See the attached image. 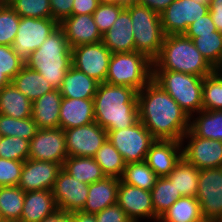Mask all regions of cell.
I'll return each mask as SVG.
<instances>
[{
  "label": "cell",
  "instance_id": "1",
  "mask_svg": "<svg viewBox=\"0 0 222 222\" xmlns=\"http://www.w3.org/2000/svg\"><path fill=\"white\" fill-rule=\"evenodd\" d=\"M139 120L156 140L181 141L190 117L153 79L137 94Z\"/></svg>",
  "mask_w": 222,
  "mask_h": 222
},
{
  "label": "cell",
  "instance_id": "2",
  "mask_svg": "<svg viewBox=\"0 0 222 222\" xmlns=\"http://www.w3.org/2000/svg\"><path fill=\"white\" fill-rule=\"evenodd\" d=\"M138 91L127 86L99 83L94 100L95 122L107 133L139 121Z\"/></svg>",
  "mask_w": 222,
  "mask_h": 222
},
{
  "label": "cell",
  "instance_id": "3",
  "mask_svg": "<svg viewBox=\"0 0 222 222\" xmlns=\"http://www.w3.org/2000/svg\"><path fill=\"white\" fill-rule=\"evenodd\" d=\"M25 65L40 73L55 89H59L72 65V49L64 31L58 26L37 50L30 53Z\"/></svg>",
  "mask_w": 222,
  "mask_h": 222
},
{
  "label": "cell",
  "instance_id": "4",
  "mask_svg": "<svg viewBox=\"0 0 222 222\" xmlns=\"http://www.w3.org/2000/svg\"><path fill=\"white\" fill-rule=\"evenodd\" d=\"M153 70H168L206 77L215 69L184 34L166 35Z\"/></svg>",
  "mask_w": 222,
  "mask_h": 222
},
{
  "label": "cell",
  "instance_id": "5",
  "mask_svg": "<svg viewBox=\"0 0 222 222\" xmlns=\"http://www.w3.org/2000/svg\"><path fill=\"white\" fill-rule=\"evenodd\" d=\"M125 8L130 12L135 51L154 61L160 54L166 36L163 32L160 14L135 1L129 2Z\"/></svg>",
  "mask_w": 222,
  "mask_h": 222
},
{
  "label": "cell",
  "instance_id": "6",
  "mask_svg": "<svg viewBox=\"0 0 222 222\" xmlns=\"http://www.w3.org/2000/svg\"><path fill=\"white\" fill-rule=\"evenodd\" d=\"M153 77V61L142 53H112L105 82L142 90Z\"/></svg>",
  "mask_w": 222,
  "mask_h": 222
},
{
  "label": "cell",
  "instance_id": "7",
  "mask_svg": "<svg viewBox=\"0 0 222 222\" xmlns=\"http://www.w3.org/2000/svg\"><path fill=\"white\" fill-rule=\"evenodd\" d=\"M152 79L191 117L202 110L203 79L193 74L153 70Z\"/></svg>",
  "mask_w": 222,
  "mask_h": 222
},
{
  "label": "cell",
  "instance_id": "8",
  "mask_svg": "<svg viewBox=\"0 0 222 222\" xmlns=\"http://www.w3.org/2000/svg\"><path fill=\"white\" fill-rule=\"evenodd\" d=\"M107 138L125 163L145 161L147 152L156 141L140 120L129 128L109 131Z\"/></svg>",
  "mask_w": 222,
  "mask_h": 222
},
{
  "label": "cell",
  "instance_id": "9",
  "mask_svg": "<svg viewBox=\"0 0 222 222\" xmlns=\"http://www.w3.org/2000/svg\"><path fill=\"white\" fill-rule=\"evenodd\" d=\"M58 26L52 18L20 17L12 50L25 61Z\"/></svg>",
  "mask_w": 222,
  "mask_h": 222
},
{
  "label": "cell",
  "instance_id": "10",
  "mask_svg": "<svg viewBox=\"0 0 222 222\" xmlns=\"http://www.w3.org/2000/svg\"><path fill=\"white\" fill-rule=\"evenodd\" d=\"M196 195L205 221L215 222L222 215V167L199 170Z\"/></svg>",
  "mask_w": 222,
  "mask_h": 222
},
{
  "label": "cell",
  "instance_id": "11",
  "mask_svg": "<svg viewBox=\"0 0 222 222\" xmlns=\"http://www.w3.org/2000/svg\"><path fill=\"white\" fill-rule=\"evenodd\" d=\"M186 142L187 145H185ZM181 144L182 157L197 169L222 167V142L220 140L201 138L188 130Z\"/></svg>",
  "mask_w": 222,
  "mask_h": 222
},
{
  "label": "cell",
  "instance_id": "12",
  "mask_svg": "<svg viewBox=\"0 0 222 222\" xmlns=\"http://www.w3.org/2000/svg\"><path fill=\"white\" fill-rule=\"evenodd\" d=\"M209 12V5L194 0H174L161 14L165 35L184 34L188 26Z\"/></svg>",
  "mask_w": 222,
  "mask_h": 222
},
{
  "label": "cell",
  "instance_id": "13",
  "mask_svg": "<svg viewBox=\"0 0 222 222\" xmlns=\"http://www.w3.org/2000/svg\"><path fill=\"white\" fill-rule=\"evenodd\" d=\"M111 51L102 41L72 48V65L99 83L106 80Z\"/></svg>",
  "mask_w": 222,
  "mask_h": 222
},
{
  "label": "cell",
  "instance_id": "14",
  "mask_svg": "<svg viewBox=\"0 0 222 222\" xmlns=\"http://www.w3.org/2000/svg\"><path fill=\"white\" fill-rule=\"evenodd\" d=\"M29 158L32 160L59 163L68 158L66 139L62 128L38 129L30 140Z\"/></svg>",
  "mask_w": 222,
  "mask_h": 222
},
{
  "label": "cell",
  "instance_id": "15",
  "mask_svg": "<svg viewBox=\"0 0 222 222\" xmlns=\"http://www.w3.org/2000/svg\"><path fill=\"white\" fill-rule=\"evenodd\" d=\"M68 157H94L107 140V131L96 122L64 130Z\"/></svg>",
  "mask_w": 222,
  "mask_h": 222
},
{
  "label": "cell",
  "instance_id": "16",
  "mask_svg": "<svg viewBox=\"0 0 222 222\" xmlns=\"http://www.w3.org/2000/svg\"><path fill=\"white\" fill-rule=\"evenodd\" d=\"M58 210L81 211L87 201L89 184L80 182L61 169L52 188Z\"/></svg>",
  "mask_w": 222,
  "mask_h": 222
},
{
  "label": "cell",
  "instance_id": "17",
  "mask_svg": "<svg viewBox=\"0 0 222 222\" xmlns=\"http://www.w3.org/2000/svg\"><path fill=\"white\" fill-rule=\"evenodd\" d=\"M117 204L125 211L132 222L150 219L158 222L159 218L154 213L151 191L123 183L118 187Z\"/></svg>",
  "mask_w": 222,
  "mask_h": 222
},
{
  "label": "cell",
  "instance_id": "18",
  "mask_svg": "<svg viewBox=\"0 0 222 222\" xmlns=\"http://www.w3.org/2000/svg\"><path fill=\"white\" fill-rule=\"evenodd\" d=\"M61 169L59 163L28 158L24 161L18 186L24 192L52 190Z\"/></svg>",
  "mask_w": 222,
  "mask_h": 222
},
{
  "label": "cell",
  "instance_id": "19",
  "mask_svg": "<svg viewBox=\"0 0 222 222\" xmlns=\"http://www.w3.org/2000/svg\"><path fill=\"white\" fill-rule=\"evenodd\" d=\"M64 31L69 46L75 48L80 45L102 41V35L93 18V14L71 15L59 23Z\"/></svg>",
  "mask_w": 222,
  "mask_h": 222
},
{
  "label": "cell",
  "instance_id": "20",
  "mask_svg": "<svg viewBox=\"0 0 222 222\" xmlns=\"http://www.w3.org/2000/svg\"><path fill=\"white\" fill-rule=\"evenodd\" d=\"M182 158L181 141L156 140L145 161L158 177H167Z\"/></svg>",
  "mask_w": 222,
  "mask_h": 222
},
{
  "label": "cell",
  "instance_id": "21",
  "mask_svg": "<svg viewBox=\"0 0 222 222\" xmlns=\"http://www.w3.org/2000/svg\"><path fill=\"white\" fill-rule=\"evenodd\" d=\"M102 43L111 53H128L135 51L134 33L130 12L124 8L111 29L102 35Z\"/></svg>",
  "mask_w": 222,
  "mask_h": 222
},
{
  "label": "cell",
  "instance_id": "22",
  "mask_svg": "<svg viewBox=\"0 0 222 222\" xmlns=\"http://www.w3.org/2000/svg\"><path fill=\"white\" fill-rule=\"evenodd\" d=\"M95 122L94 100L62 98L59 128L63 130Z\"/></svg>",
  "mask_w": 222,
  "mask_h": 222
},
{
  "label": "cell",
  "instance_id": "23",
  "mask_svg": "<svg viewBox=\"0 0 222 222\" xmlns=\"http://www.w3.org/2000/svg\"><path fill=\"white\" fill-rule=\"evenodd\" d=\"M119 182V178L105 177L102 180L89 184V194L81 212L96 214L108 206L116 204Z\"/></svg>",
  "mask_w": 222,
  "mask_h": 222
},
{
  "label": "cell",
  "instance_id": "24",
  "mask_svg": "<svg viewBox=\"0 0 222 222\" xmlns=\"http://www.w3.org/2000/svg\"><path fill=\"white\" fill-rule=\"evenodd\" d=\"M62 98L59 89H54L32 103V118L38 129L59 128Z\"/></svg>",
  "mask_w": 222,
  "mask_h": 222
},
{
  "label": "cell",
  "instance_id": "25",
  "mask_svg": "<svg viewBox=\"0 0 222 222\" xmlns=\"http://www.w3.org/2000/svg\"><path fill=\"white\" fill-rule=\"evenodd\" d=\"M57 210L52 190L28 191L19 222H40Z\"/></svg>",
  "mask_w": 222,
  "mask_h": 222
},
{
  "label": "cell",
  "instance_id": "26",
  "mask_svg": "<svg viewBox=\"0 0 222 222\" xmlns=\"http://www.w3.org/2000/svg\"><path fill=\"white\" fill-rule=\"evenodd\" d=\"M99 82L73 65L66 72L59 91L63 98L93 99Z\"/></svg>",
  "mask_w": 222,
  "mask_h": 222
},
{
  "label": "cell",
  "instance_id": "27",
  "mask_svg": "<svg viewBox=\"0 0 222 222\" xmlns=\"http://www.w3.org/2000/svg\"><path fill=\"white\" fill-rule=\"evenodd\" d=\"M0 114L15 119L32 117V102L10 83L0 90Z\"/></svg>",
  "mask_w": 222,
  "mask_h": 222
},
{
  "label": "cell",
  "instance_id": "28",
  "mask_svg": "<svg viewBox=\"0 0 222 222\" xmlns=\"http://www.w3.org/2000/svg\"><path fill=\"white\" fill-rule=\"evenodd\" d=\"M11 83L32 103L45 93L55 89L40 73L26 65L22 67Z\"/></svg>",
  "mask_w": 222,
  "mask_h": 222
},
{
  "label": "cell",
  "instance_id": "29",
  "mask_svg": "<svg viewBox=\"0 0 222 222\" xmlns=\"http://www.w3.org/2000/svg\"><path fill=\"white\" fill-rule=\"evenodd\" d=\"M189 130L195 136L222 142V110H201L192 115Z\"/></svg>",
  "mask_w": 222,
  "mask_h": 222
},
{
  "label": "cell",
  "instance_id": "30",
  "mask_svg": "<svg viewBox=\"0 0 222 222\" xmlns=\"http://www.w3.org/2000/svg\"><path fill=\"white\" fill-rule=\"evenodd\" d=\"M199 169L183 157L167 176L182 197H196L198 192Z\"/></svg>",
  "mask_w": 222,
  "mask_h": 222
},
{
  "label": "cell",
  "instance_id": "31",
  "mask_svg": "<svg viewBox=\"0 0 222 222\" xmlns=\"http://www.w3.org/2000/svg\"><path fill=\"white\" fill-rule=\"evenodd\" d=\"M62 169L76 180L87 184L95 183L106 177L93 157H68L62 165Z\"/></svg>",
  "mask_w": 222,
  "mask_h": 222
},
{
  "label": "cell",
  "instance_id": "32",
  "mask_svg": "<svg viewBox=\"0 0 222 222\" xmlns=\"http://www.w3.org/2000/svg\"><path fill=\"white\" fill-rule=\"evenodd\" d=\"M196 197H180L159 218L158 222H204Z\"/></svg>",
  "mask_w": 222,
  "mask_h": 222
},
{
  "label": "cell",
  "instance_id": "33",
  "mask_svg": "<svg viewBox=\"0 0 222 222\" xmlns=\"http://www.w3.org/2000/svg\"><path fill=\"white\" fill-rule=\"evenodd\" d=\"M25 192L18 186L0 187V211L5 222H19Z\"/></svg>",
  "mask_w": 222,
  "mask_h": 222
},
{
  "label": "cell",
  "instance_id": "34",
  "mask_svg": "<svg viewBox=\"0 0 222 222\" xmlns=\"http://www.w3.org/2000/svg\"><path fill=\"white\" fill-rule=\"evenodd\" d=\"M157 179L158 176L146 161L126 163L120 178L123 183L148 191H151Z\"/></svg>",
  "mask_w": 222,
  "mask_h": 222
},
{
  "label": "cell",
  "instance_id": "35",
  "mask_svg": "<svg viewBox=\"0 0 222 222\" xmlns=\"http://www.w3.org/2000/svg\"><path fill=\"white\" fill-rule=\"evenodd\" d=\"M155 215L160 218L175 202L182 197L168 177H158L151 189Z\"/></svg>",
  "mask_w": 222,
  "mask_h": 222
},
{
  "label": "cell",
  "instance_id": "36",
  "mask_svg": "<svg viewBox=\"0 0 222 222\" xmlns=\"http://www.w3.org/2000/svg\"><path fill=\"white\" fill-rule=\"evenodd\" d=\"M93 158L100 165L106 177L121 178L126 163L108 138Z\"/></svg>",
  "mask_w": 222,
  "mask_h": 222
},
{
  "label": "cell",
  "instance_id": "37",
  "mask_svg": "<svg viewBox=\"0 0 222 222\" xmlns=\"http://www.w3.org/2000/svg\"><path fill=\"white\" fill-rule=\"evenodd\" d=\"M195 47L214 68L222 66V33L215 31L211 34H198L193 39Z\"/></svg>",
  "mask_w": 222,
  "mask_h": 222
},
{
  "label": "cell",
  "instance_id": "38",
  "mask_svg": "<svg viewBox=\"0 0 222 222\" xmlns=\"http://www.w3.org/2000/svg\"><path fill=\"white\" fill-rule=\"evenodd\" d=\"M37 131V125L32 117L15 119L0 114L1 136H15L30 141L36 135Z\"/></svg>",
  "mask_w": 222,
  "mask_h": 222
},
{
  "label": "cell",
  "instance_id": "39",
  "mask_svg": "<svg viewBox=\"0 0 222 222\" xmlns=\"http://www.w3.org/2000/svg\"><path fill=\"white\" fill-rule=\"evenodd\" d=\"M202 110H222V76L216 70L203 79Z\"/></svg>",
  "mask_w": 222,
  "mask_h": 222
},
{
  "label": "cell",
  "instance_id": "40",
  "mask_svg": "<svg viewBox=\"0 0 222 222\" xmlns=\"http://www.w3.org/2000/svg\"><path fill=\"white\" fill-rule=\"evenodd\" d=\"M25 65L11 46L0 45V90L11 83L12 79Z\"/></svg>",
  "mask_w": 222,
  "mask_h": 222
},
{
  "label": "cell",
  "instance_id": "41",
  "mask_svg": "<svg viewBox=\"0 0 222 222\" xmlns=\"http://www.w3.org/2000/svg\"><path fill=\"white\" fill-rule=\"evenodd\" d=\"M8 5L20 17L52 18L49 0H10Z\"/></svg>",
  "mask_w": 222,
  "mask_h": 222
},
{
  "label": "cell",
  "instance_id": "42",
  "mask_svg": "<svg viewBox=\"0 0 222 222\" xmlns=\"http://www.w3.org/2000/svg\"><path fill=\"white\" fill-rule=\"evenodd\" d=\"M29 140L15 136H2L0 158L24 162L29 158Z\"/></svg>",
  "mask_w": 222,
  "mask_h": 222
},
{
  "label": "cell",
  "instance_id": "43",
  "mask_svg": "<svg viewBox=\"0 0 222 222\" xmlns=\"http://www.w3.org/2000/svg\"><path fill=\"white\" fill-rule=\"evenodd\" d=\"M19 24L20 16L8 4L0 5V45H12Z\"/></svg>",
  "mask_w": 222,
  "mask_h": 222
},
{
  "label": "cell",
  "instance_id": "44",
  "mask_svg": "<svg viewBox=\"0 0 222 222\" xmlns=\"http://www.w3.org/2000/svg\"><path fill=\"white\" fill-rule=\"evenodd\" d=\"M124 8L125 6L99 3L97 9L93 12V18L101 35L111 29Z\"/></svg>",
  "mask_w": 222,
  "mask_h": 222
},
{
  "label": "cell",
  "instance_id": "45",
  "mask_svg": "<svg viewBox=\"0 0 222 222\" xmlns=\"http://www.w3.org/2000/svg\"><path fill=\"white\" fill-rule=\"evenodd\" d=\"M24 162L0 158V187L18 185Z\"/></svg>",
  "mask_w": 222,
  "mask_h": 222
},
{
  "label": "cell",
  "instance_id": "46",
  "mask_svg": "<svg viewBox=\"0 0 222 222\" xmlns=\"http://www.w3.org/2000/svg\"><path fill=\"white\" fill-rule=\"evenodd\" d=\"M218 31L215 24L212 21L211 15L208 12L198 20H195L191 25L188 26L184 35L189 39L198 37V34H211L212 32Z\"/></svg>",
  "mask_w": 222,
  "mask_h": 222
},
{
  "label": "cell",
  "instance_id": "47",
  "mask_svg": "<svg viewBox=\"0 0 222 222\" xmlns=\"http://www.w3.org/2000/svg\"><path fill=\"white\" fill-rule=\"evenodd\" d=\"M96 222H132L125 211L116 203L94 214Z\"/></svg>",
  "mask_w": 222,
  "mask_h": 222
},
{
  "label": "cell",
  "instance_id": "48",
  "mask_svg": "<svg viewBox=\"0 0 222 222\" xmlns=\"http://www.w3.org/2000/svg\"><path fill=\"white\" fill-rule=\"evenodd\" d=\"M52 11V19L60 23L63 19L72 15L73 0H49Z\"/></svg>",
  "mask_w": 222,
  "mask_h": 222
},
{
  "label": "cell",
  "instance_id": "49",
  "mask_svg": "<svg viewBox=\"0 0 222 222\" xmlns=\"http://www.w3.org/2000/svg\"><path fill=\"white\" fill-rule=\"evenodd\" d=\"M98 5V0H73L72 15L93 14Z\"/></svg>",
  "mask_w": 222,
  "mask_h": 222
},
{
  "label": "cell",
  "instance_id": "50",
  "mask_svg": "<svg viewBox=\"0 0 222 222\" xmlns=\"http://www.w3.org/2000/svg\"><path fill=\"white\" fill-rule=\"evenodd\" d=\"M209 13L218 32L222 33V0H210Z\"/></svg>",
  "mask_w": 222,
  "mask_h": 222
},
{
  "label": "cell",
  "instance_id": "51",
  "mask_svg": "<svg viewBox=\"0 0 222 222\" xmlns=\"http://www.w3.org/2000/svg\"><path fill=\"white\" fill-rule=\"evenodd\" d=\"M174 0H135L136 3L148 7L161 14Z\"/></svg>",
  "mask_w": 222,
  "mask_h": 222
},
{
  "label": "cell",
  "instance_id": "52",
  "mask_svg": "<svg viewBox=\"0 0 222 222\" xmlns=\"http://www.w3.org/2000/svg\"><path fill=\"white\" fill-rule=\"evenodd\" d=\"M40 222H73V212L57 210L52 215L45 217Z\"/></svg>",
  "mask_w": 222,
  "mask_h": 222
},
{
  "label": "cell",
  "instance_id": "53",
  "mask_svg": "<svg viewBox=\"0 0 222 222\" xmlns=\"http://www.w3.org/2000/svg\"><path fill=\"white\" fill-rule=\"evenodd\" d=\"M73 222H96L94 214H86L81 211L73 212Z\"/></svg>",
  "mask_w": 222,
  "mask_h": 222
},
{
  "label": "cell",
  "instance_id": "54",
  "mask_svg": "<svg viewBox=\"0 0 222 222\" xmlns=\"http://www.w3.org/2000/svg\"><path fill=\"white\" fill-rule=\"evenodd\" d=\"M133 1L135 0H98V2L102 4H115L119 6H126L129 2Z\"/></svg>",
  "mask_w": 222,
  "mask_h": 222
},
{
  "label": "cell",
  "instance_id": "55",
  "mask_svg": "<svg viewBox=\"0 0 222 222\" xmlns=\"http://www.w3.org/2000/svg\"><path fill=\"white\" fill-rule=\"evenodd\" d=\"M194 1L201 3V4H207V5L210 4V0H194Z\"/></svg>",
  "mask_w": 222,
  "mask_h": 222
},
{
  "label": "cell",
  "instance_id": "56",
  "mask_svg": "<svg viewBox=\"0 0 222 222\" xmlns=\"http://www.w3.org/2000/svg\"><path fill=\"white\" fill-rule=\"evenodd\" d=\"M10 0H0V5H7L9 4Z\"/></svg>",
  "mask_w": 222,
  "mask_h": 222
},
{
  "label": "cell",
  "instance_id": "57",
  "mask_svg": "<svg viewBox=\"0 0 222 222\" xmlns=\"http://www.w3.org/2000/svg\"><path fill=\"white\" fill-rule=\"evenodd\" d=\"M222 76V66L220 68L215 69Z\"/></svg>",
  "mask_w": 222,
  "mask_h": 222
},
{
  "label": "cell",
  "instance_id": "58",
  "mask_svg": "<svg viewBox=\"0 0 222 222\" xmlns=\"http://www.w3.org/2000/svg\"><path fill=\"white\" fill-rule=\"evenodd\" d=\"M0 222H5L0 211Z\"/></svg>",
  "mask_w": 222,
  "mask_h": 222
},
{
  "label": "cell",
  "instance_id": "59",
  "mask_svg": "<svg viewBox=\"0 0 222 222\" xmlns=\"http://www.w3.org/2000/svg\"><path fill=\"white\" fill-rule=\"evenodd\" d=\"M215 222H222V215Z\"/></svg>",
  "mask_w": 222,
  "mask_h": 222
}]
</instances>
